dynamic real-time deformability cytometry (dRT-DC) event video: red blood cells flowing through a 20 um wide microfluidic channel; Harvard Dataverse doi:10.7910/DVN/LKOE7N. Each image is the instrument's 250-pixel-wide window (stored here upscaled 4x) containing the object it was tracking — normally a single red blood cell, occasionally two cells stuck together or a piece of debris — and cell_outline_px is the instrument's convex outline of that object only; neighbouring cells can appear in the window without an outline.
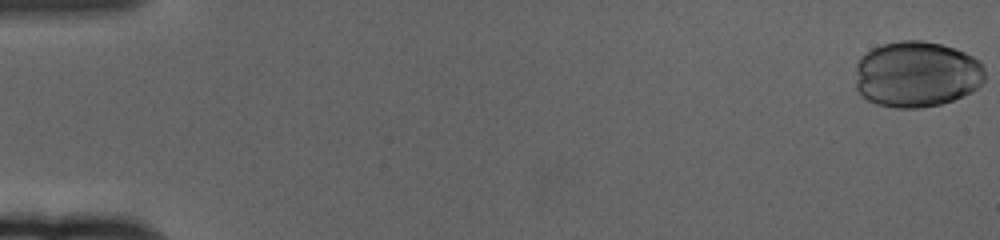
{"species": "human", "species_latin": "Homo sapiens", "temperature_condition": "cold", "stored_images_in_passage": 15, "camera_frame_rate_fps": 3000, "um_per_image_px": 0.085, "donor": {"sex": "female"}, "frame": {"image": 1, "passage_image": 1, "time_ms": 0.0, "image_size_px": [1000, 240], "cell_outline_px": [[984, 80], [972, 92], [952, 100], [940, 104], [920, 108], [896, 108], [876, 104], [868, 100], [856, 88], [856, 64], [860, 56], [872, 48], [884, 44], [900, 40], [920, 40], [940, 44], [956, 48], [980, 60], [984, 68]], "centroid_in_image_um": [77.91, 6.3], "position_along_channel_um": 7.1, "area_um2": 50.11}}